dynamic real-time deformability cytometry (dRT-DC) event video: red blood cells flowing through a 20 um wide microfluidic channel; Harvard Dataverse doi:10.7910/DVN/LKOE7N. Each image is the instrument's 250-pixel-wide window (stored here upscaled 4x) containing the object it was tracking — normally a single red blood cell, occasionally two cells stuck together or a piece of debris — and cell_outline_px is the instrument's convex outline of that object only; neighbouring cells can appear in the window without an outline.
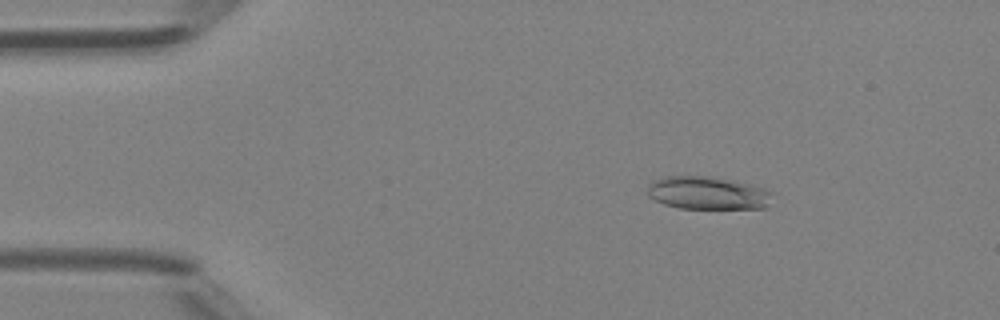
{"species": "Egyptian fruit bat (a non-hibernating species)", "species_latin": "Rousettus aegyptiacus", "temperature_condition": "room temperature", "stored_images_in_passage": 48, "camera_frame_rate_fps": 3000, "um_per_image_px": 0.085, "animal": {"sex": "female"}, "frame": {"image": 1, "passage_image": 8, "time_ms": 2.333, "image_size_px": [1000, 320], "cell_outline_px": [[772, 192], [764, 208], [680, 208], [664, 204], [648, 196], [648, 188], [656, 180], [664, 176], [712, 176], [732, 180], [764, 188]], "centroid_in_image_um": [60.13, 16.4], "position_along_channel_um": 24.9, "area_um2": 23.52}}
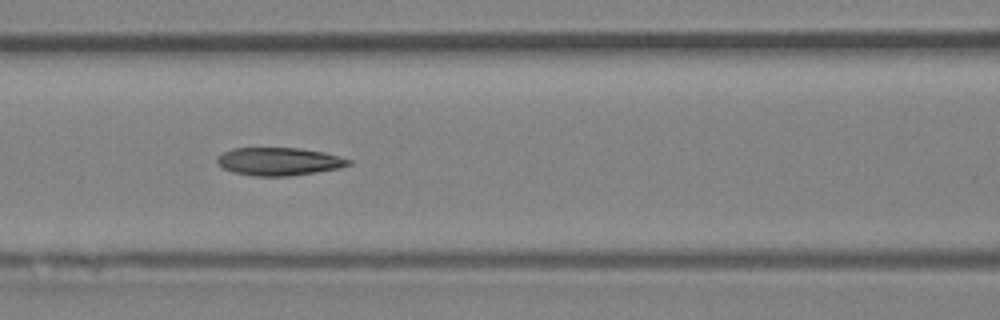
{"frame": {"image": 2, "passage_image": 21, "time_ms": 6.667, "image_size_px": [1000, 320], "cell_outline_px": [[352, 164], [340, 168], [292, 176], [252, 176], [232, 172], [216, 164], [216, 156], [232, 148], [300, 148], [324, 152], [352, 160]], "centroid_in_image_um": [23.7, 13.73], "position_along_channel_um": 142.9, "area_um2": 21.62}}
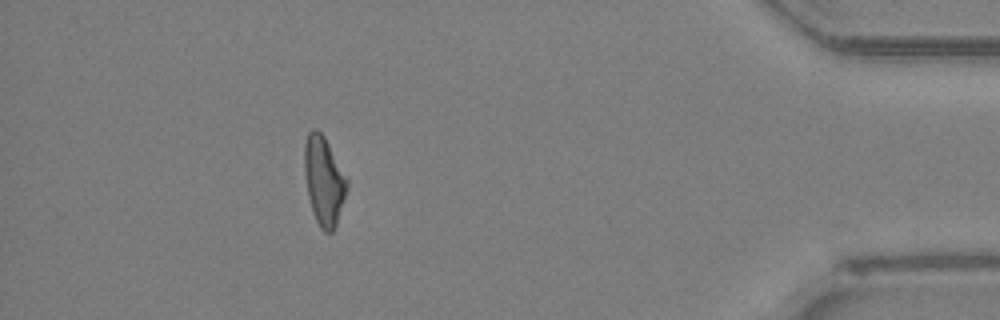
{"frame": {"image": 3, "passage_image": 43, "time_ms": 14.0, "image_size_px": [1000, 320], "cell_outline_px": [[348, 188], [336, 224], [332, 232], [324, 232], [320, 228], [312, 212], [308, 196], [304, 172], [304, 144], [308, 132], [312, 128], [316, 128], [324, 136], [348, 176]], "centroid_in_image_um": [27.54, 15.33], "position_along_channel_um": 407.7, "area_um2": 22.31}, "authors_computed_cell_mechanics": {"area_um2": 21.9351, "velocity_mm_per_s": 4.3411, "shape_relaxation_time_tau1_ms": 8.1845, "shape_relaxation_time_tau2_ms": 2.8922, "deformation_change_tau1": 0.2534, "deformation_change_tau2": 0.1316}}